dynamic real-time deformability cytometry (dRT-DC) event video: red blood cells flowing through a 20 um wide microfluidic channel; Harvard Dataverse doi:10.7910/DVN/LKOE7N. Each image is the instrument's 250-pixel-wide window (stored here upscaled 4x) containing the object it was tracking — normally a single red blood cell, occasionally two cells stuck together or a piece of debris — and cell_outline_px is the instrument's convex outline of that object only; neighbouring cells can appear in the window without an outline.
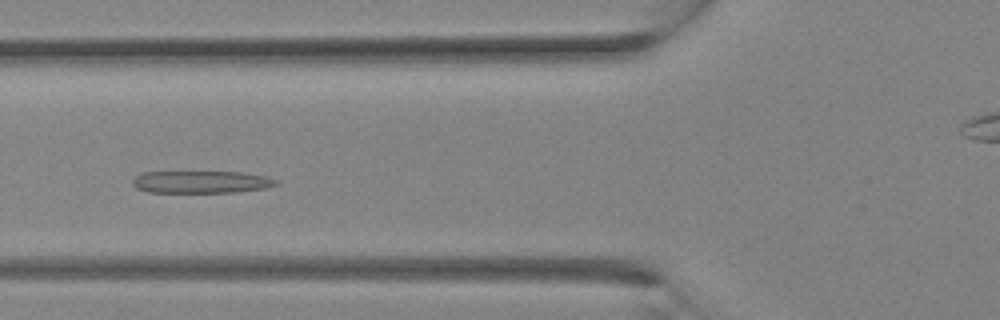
{"species": "Egyptian fruit bat (a non-hibernating species)", "species_latin": "Rousettus aegyptiacus", "temperature_condition": "room temperature", "stored_images_in_passage": 29, "camera_frame_rate_fps": 3000, "um_per_image_px": 0.085, "animal": {"sex": "female"}, "frame": {"image": 1, "passage_image": 10, "time_ms": 3.0, "image_size_px": [1000, 320], "cell_outline_px": [[280, 184], [264, 188], [232, 192], [148, 192], [136, 188], [132, 184], [132, 180], [140, 172], [240, 172], [264, 176], [280, 180]], "centroid_in_image_um": [17.09, 15.46], "position_along_channel_um": 108.7, "area_um2": 18.61}}
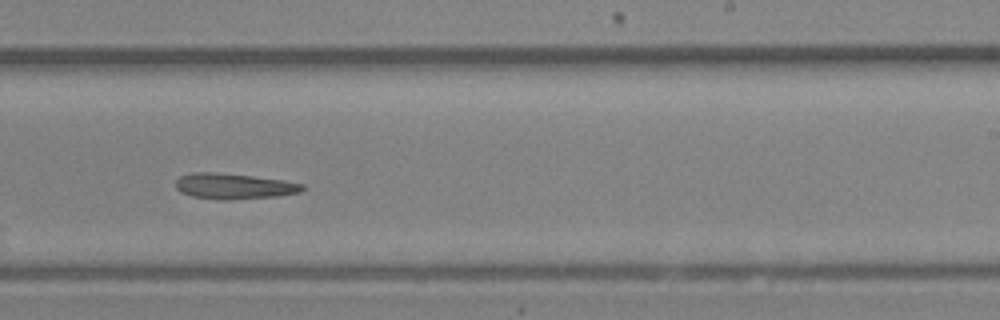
{"frame": {"image": 2, "passage_image": 17, "time_ms": 5.333, "image_size_px": [1000, 320], "cell_outline_px": [[304, 188], [300, 192], [276, 196], [228, 200], [220, 200], [192, 196], [180, 192], [176, 188], [176, 180], [180, 176], [192, 172], [216, 172], [252, 176], [284, 180], [304, 184]], "centroid_in_image_um": [19.86, 15.82], "position_along_channel_um": 269.1, "area_um2": 18.96}}
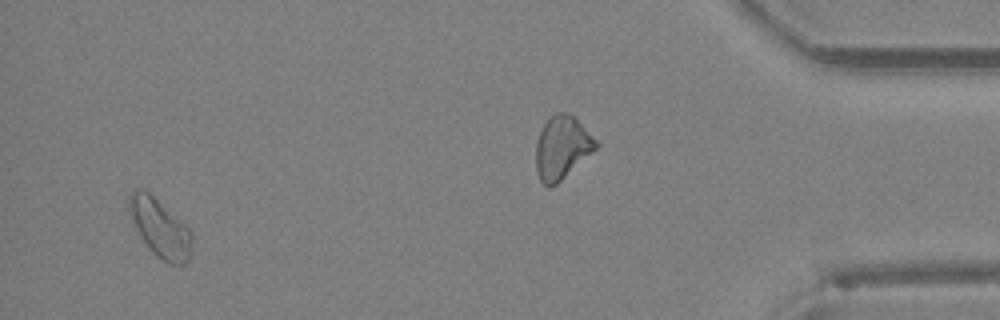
{"frame": {"image": 3, "passage_image": 27, "time_ms": 8.667, "image_size_px": [1000, 320], "cell_outline_px": [[192, 248], [188, 260], [180, 268], [168, 264], [156, 256], [148, 248], [140, 236], [128, 212], [128, 196], [132, 188], [136, 188], [148, 192], [188, 228], [192, 232]], "centroid_in_image_um": [13.59, 19.43], "position_along_channel_um": 421.6, "area_um2": 21.39}}